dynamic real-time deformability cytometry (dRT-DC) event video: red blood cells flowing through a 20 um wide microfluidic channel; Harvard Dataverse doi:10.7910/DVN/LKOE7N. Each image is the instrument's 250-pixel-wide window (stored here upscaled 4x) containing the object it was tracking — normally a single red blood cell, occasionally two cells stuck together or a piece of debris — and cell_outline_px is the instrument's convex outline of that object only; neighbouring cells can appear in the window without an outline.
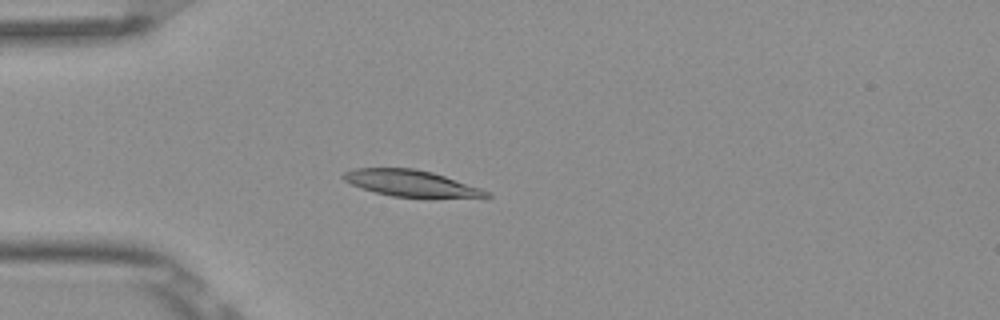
{"species": "Egyptian fruit bat (a non-hibernating species)", "species_latin": "Rousettus aegyptiacus", "temperature_condition": "room temperature", "stored_images_in_passage": 5, "camera_frame_rate_fps": 3000, "um_per_image_px": 0.085, "frame": {"image": 1, "passage_image": 5, "time_ms": 1.333, "image_size_px": [1000, 320], "cell_outline_px": [[492, 196], [488, 200], [392, 196], [376, 192], [352, 184], [344, 180], [340, 176], [344, 172], [356, 168], [416, 168], [432, 172], [492, 192]], "centroid_in_image_um": [35.12, 15.62], "position_along_channel_um": 49.9, "area_um2": 22.6}}